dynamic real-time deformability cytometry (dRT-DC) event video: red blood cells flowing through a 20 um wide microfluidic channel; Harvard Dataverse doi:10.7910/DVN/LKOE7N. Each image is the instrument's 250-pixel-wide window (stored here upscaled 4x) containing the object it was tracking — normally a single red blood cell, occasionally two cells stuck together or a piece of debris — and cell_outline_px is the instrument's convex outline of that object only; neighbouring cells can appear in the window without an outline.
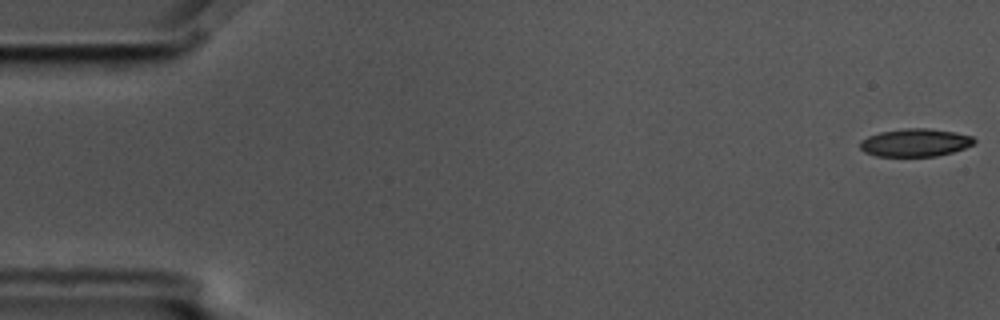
{"species": "common noctule bat (a hibernating species)", "species_latin": "Nyctalus noctula", "temperature_condition": "cold", "stored_images_in_passage": 5, "camera_frame_rate_fps": 3000, "um_per_image_px": 0.085, "animal": {"sex": "male", "body_mass_g": 17.5, "forearm_length_mm": 52.3}, "frame": {"image": 1, "passage_image": 1, "time_ms": 0.0, "image_size_px": [1000, 320], "cell_outline_px": [[976, 140], [972, 144], [964, 148], [952, 152], [936, 156], [876, 156], [864, 152], [860, 148], [860, 140], [868, 136], [880, 132], [904, 128], [928, 128], [956, 132], [972, 136]], "centroid_in_image_um": [77.77, 12.12], "position_along_channel_um": 7.2, "area_um2": 18.55}}
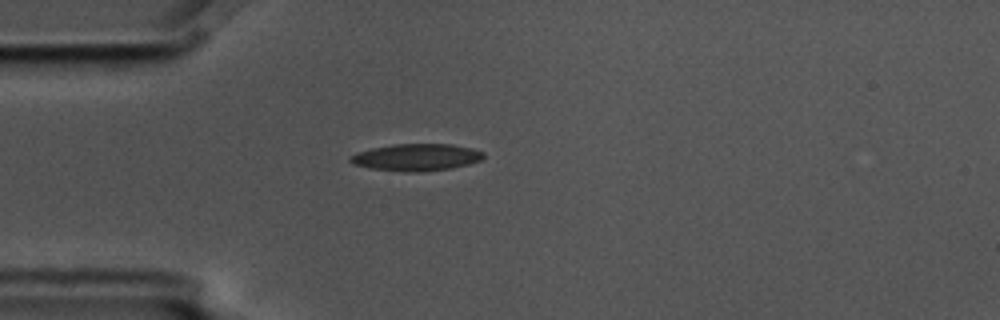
{"frame": {"image": 2, "passage_image": 5, "time_ms": 1.333, "image_size_px": [1000, 320], "cell_outline_px": [[484, 156], [480, 160], [468, 164], [452, 168], [420, 172], [408, 172], [372, 168], [352, 164], [348, 160], [348, 156], [372, 148], [392, 144], [452, 144], [484, 152]], "centroid_in_image_um": [35.37, 13.37], "position_along_channel_um": 49.6, "area_um2": 20.81}}